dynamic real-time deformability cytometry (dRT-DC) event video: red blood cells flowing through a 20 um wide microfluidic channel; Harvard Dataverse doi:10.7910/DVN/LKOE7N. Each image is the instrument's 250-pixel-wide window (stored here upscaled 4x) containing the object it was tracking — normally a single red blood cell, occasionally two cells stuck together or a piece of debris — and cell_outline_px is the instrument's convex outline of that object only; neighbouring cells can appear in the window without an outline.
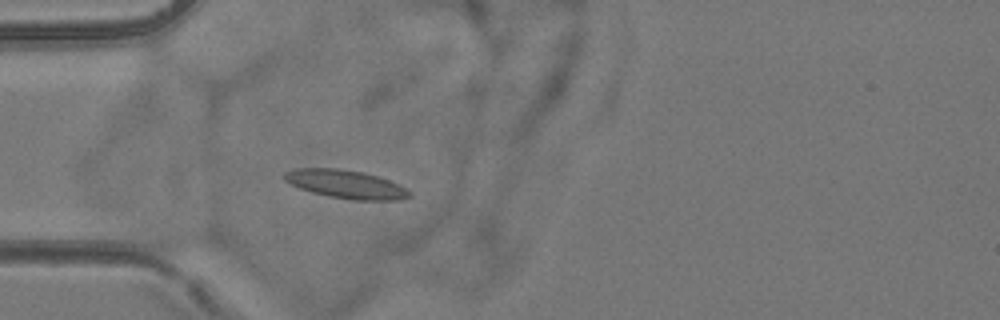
{"species": "common noctule bat (a hibernating species)", "species_latin": "Nyctalus noctula", "temperature_condition": "room temperature", "stored_images_in_passage": 5, "camera_frame_rate_fps": 3000, "um_per_image_px": 0.085, "animal": {"sex": "female", "body_mass_g": 24.6, "forearm_length_mm": 56.2}, "frame": {"image": 1, "passage_image": 5, "time_ms": 4.667, "image_size_px": [1000, 320], "cell_outline_px": [[412, 196], [400, 200], [352, 200], [328, 196], [312, 192], [300, 188], [284, 180], [284, 172], [296, 168], [336, 168], [364, 172], [400, 184], [412, 192]], "centroid_in_image_um": [29.43, 15.66], "position_along_channel_um": 55.6, "area_um2": 20.75}}